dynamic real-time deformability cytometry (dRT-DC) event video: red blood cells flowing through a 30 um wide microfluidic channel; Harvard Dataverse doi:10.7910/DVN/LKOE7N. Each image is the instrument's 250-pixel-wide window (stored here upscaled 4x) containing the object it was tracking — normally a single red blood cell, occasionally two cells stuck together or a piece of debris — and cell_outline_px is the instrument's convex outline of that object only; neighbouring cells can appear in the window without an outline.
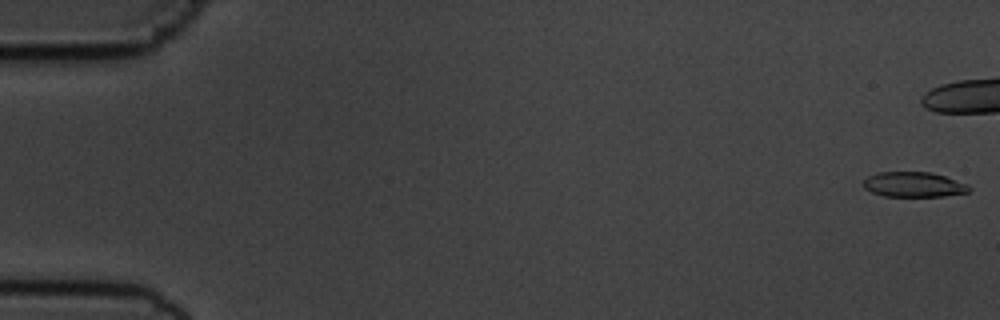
{"species": "common noctule bat (a hibernating species)", "species_latin": "Nyctalus noctula", "temperature_condition": "cold", "stored_images_in_passage": 45, "camera_frame_rate_fps": 3000, "um_per_image_px": 0.085, "animal": {"sex": "male", "body_mass_g": 19.5, "forearm_length_mm": 54.6}, "frame": {"image": 1, "passage_image": 1, "time_ms": 0.0, "image_size_px": [1000, 320], "cell_outline_px": [[972, 188], [968, 192], [944, 196], [884, 196], [872, 192], [864, 188], [864, 180], [868, 176], [880, 172], [932, 172], [968, 184]], "centroid_in_image_um": [77.69, 15.68], "position_along_channel_um": 7.3, "area_um2": 15.37}}
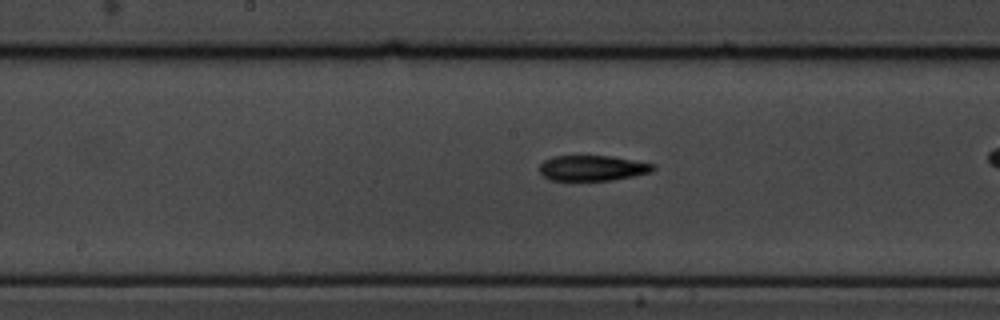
{"frame": {"image": 2, "passage_image": 29, "time_ms": 9.333, "image_size_px": [1000, 320], "cell_outline_px": [[656, 168], [652, 172], [612, 180], [552, 180], [544, 176], [540, 172], [540, 164], [544, 160], [552, 156], [612, 156], [656, 164]], "centroid_in_image_um": [50.39, 14.28], "position_along_channel_um": 197.8, "area_um2": 16.82}}
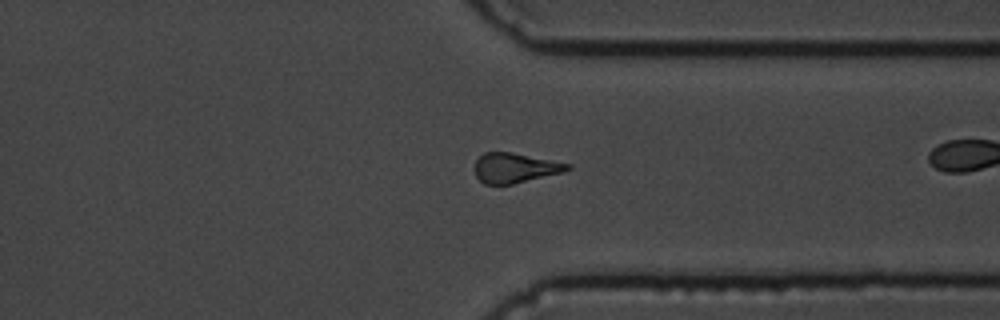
{"frame": {"image": 3, "passage_image": 43, "time_ms": 14.0, "image_size_px": [1000, 320], "cell_outline_px": [[572, 168], [564, 172], [512, 184], [484, 184], [476, 176], [476, 160], [484, 152], [512, 152], [572, 164]], "centroid_in_image_um": [43.81, 14.26], "position_along_channel_um": 367.6, "area_um2": 16.07}}